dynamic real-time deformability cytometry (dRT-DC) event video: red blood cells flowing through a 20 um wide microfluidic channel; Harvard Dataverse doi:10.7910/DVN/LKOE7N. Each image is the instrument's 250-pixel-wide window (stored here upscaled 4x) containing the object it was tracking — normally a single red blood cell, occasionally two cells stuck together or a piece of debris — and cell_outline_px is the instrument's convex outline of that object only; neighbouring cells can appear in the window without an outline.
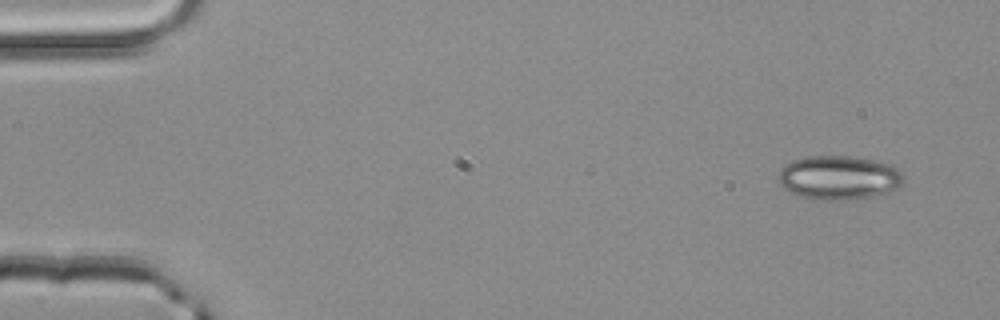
{"species": "common noctule bat (a hibernating species)", "species_latin": "Nyctalus noctula", "temperature_condition": "room temperature", "stored_images_in_passage": 4, "camera_frame_rate_fps": 3000, "um_per_image_px": 0.085, "animal": {"sex": "male", "body_mass_g": 20.4}, "frame": {"image": 1, "passage_image": 4, "time_ms": 1.0, "image_size_px": [1000, 320], "cell_outline_px": [[904, 184], [892, 192], [872, 196], [844, 200], [812, 200], [800, 196], [784, 188], [780, 184], [776, 176], [780, 168], [784, 164], [792, 160], [812, 156], [856, 156], [892, 164], [904, 172]], "centroid_in_image_um": [71.34, 15.09], "position_along_channel_um": 13.7, "area_um2": 32.83}}